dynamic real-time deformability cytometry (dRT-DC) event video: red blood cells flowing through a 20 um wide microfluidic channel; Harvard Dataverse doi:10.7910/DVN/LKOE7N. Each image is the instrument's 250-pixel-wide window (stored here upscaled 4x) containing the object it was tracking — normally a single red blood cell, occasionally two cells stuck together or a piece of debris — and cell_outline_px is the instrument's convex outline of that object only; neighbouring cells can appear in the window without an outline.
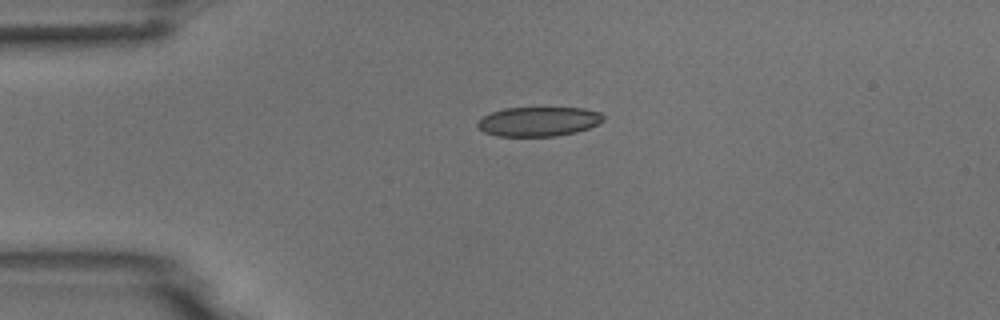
{"species": "common noctule bat (a hibernating species)", "species_latin": "Nyctalus noctula", "temperature_condition": "room temperature", "stored_images_in_passage": 3, "camera_frame_rate_fps": 3000, "um_per_image_px": 0.085, "animal": {"sex": "male", "body_mass_g": 18.8}, "frame": {"image": 1, "passage_image": 3, "time_ms": 3.0, "image_size_px": [1000, 320], "cell_outline_px": [[604, 120], [600, 124], [576, 132], [556, 136], [496, 136], [484, 132], [476, 124], [484, 116], [492, 112], [504, 108], [584, 108], [600, 112], [604, 116]], "centroid_in_image_um": [45.81, 10.33], "position_along_channel_um": 39.2, "area_um2": 21.56}}